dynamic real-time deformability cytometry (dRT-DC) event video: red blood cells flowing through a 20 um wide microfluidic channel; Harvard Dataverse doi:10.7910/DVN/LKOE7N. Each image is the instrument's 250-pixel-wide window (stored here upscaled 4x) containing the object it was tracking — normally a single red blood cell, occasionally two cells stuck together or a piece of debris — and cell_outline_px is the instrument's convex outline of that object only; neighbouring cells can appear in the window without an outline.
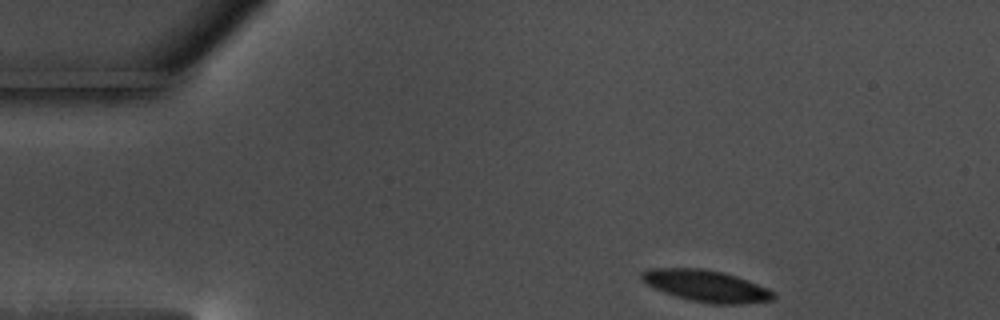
{"species": "common noctule bat (a hibernating species)", "species_latin": "Nyctalus noctula", "temperature_condition": "warm", "stored_images_in_passage": 42, "camera_frame_rate_fps": 3000, "um_per_image_px": 0.085, "animal": {"sex": "male", "body_mass_g": 17.5, "forearm_length_mm": 52.3}, "frame": {"image": 1, "passage_image": 1, "time_ms": 0.0, "image_size_px": [1000, 320], "cell_outline_px": [[776, 296], [772, 300], [740, 304], [712, 304], [692, 300], [676, 296], [664, 292], [648, 284], [640, 276], [640, 272], [648, 268], [704, 268], [724, 272], [736, 276], [768, 288], [776, 292]], "centroid_in_image_um": [60.06, 24.29], "position_along_channel_um": 24.9, "area_um2": 24.22}}
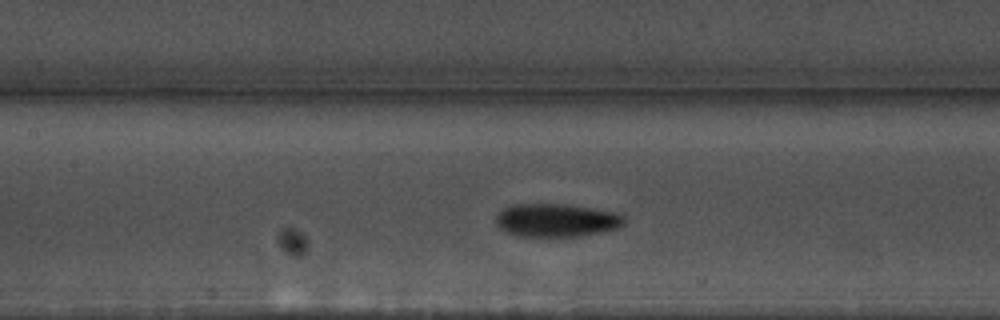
{"frame": {"image": 2, "passage_image": 19, "time_ms": 6.0, "image_size_px": [1000, 320], "cell_outline_px": [[624, 224], [620, 228], [600, 232], [576, 236], [516, 236], [500, 228], [496, 224], [496, 216], [504, 208], [512, 204], [564, 204], [612, 212], [624, 216]], "centroid_in_image_um": [47.27, 18.72], "position_along_channel_um": 160.1, "area_um2": 24.51}}
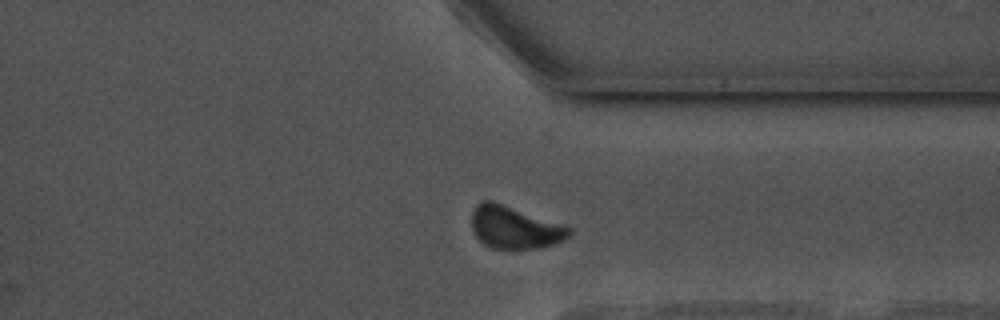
{"frame": {"image": 3, "passage_image": 37, "time_ms": 12.0, "image_size_px": [1000, 320], "cell_outline_px": [[572, 232], [564, 240], [540, 248], [492, 248], [484, 244], [476, 236], [472, 228], [472, 212], [476, 204], [480, 200], [492, 200], [572, 228]], "centroid_in_image_um": [43.71, 19.32], "position_along_channel_um": 367.7, "area_um2": 23.87}, "authors_computed_cell_mechanics": {"area_um2": 24.5361, "velocity_mm_per_s": 3.4692, "shape_relaxation_time_tau1_ms": 4.3786, "shape_relaxation_time_tau2_ms": 1.5102, "deformation_change_tau1": 0.1219, "deformation_change_tau2": 0.0572}}